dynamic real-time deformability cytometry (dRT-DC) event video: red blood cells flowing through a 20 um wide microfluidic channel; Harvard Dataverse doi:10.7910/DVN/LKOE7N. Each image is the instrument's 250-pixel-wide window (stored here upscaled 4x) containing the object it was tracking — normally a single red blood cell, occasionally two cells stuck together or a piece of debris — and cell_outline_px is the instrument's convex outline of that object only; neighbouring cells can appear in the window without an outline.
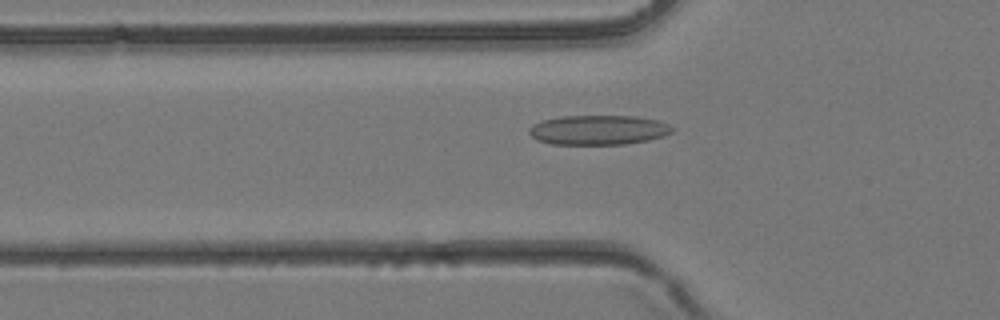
{"species": "common noctule bat (a hibernating species)", "species_latin": "Nyctalus noctula", "temperature_condition": "room temperature", "stored_images_in_passage": 39, "camera_frame_rate_fps": 3000, "um_per_image_px": 0.085, "animal": {"sex": "female", "body_mass_g": 24.6, "forearm_length_mm": 56.2}, "frame": {"image": 1, "passage_image": 13, "time_ms": 4.0, "image_size_px": [1000, 320], "cell_outline_px": [[676, 128], [672, 132], [664, 136], [648, 140], [624, 144], [552, 144], [536, 140], [528, 132], [528, 128], [532, 124], [544, 120], [560, 116], [636, 116], [656, 120], [668, 124]], "centroid_in_image_um": [50.86, 11.04], "position_along_channel_um": 74.9, "area_um2": 24.8}}
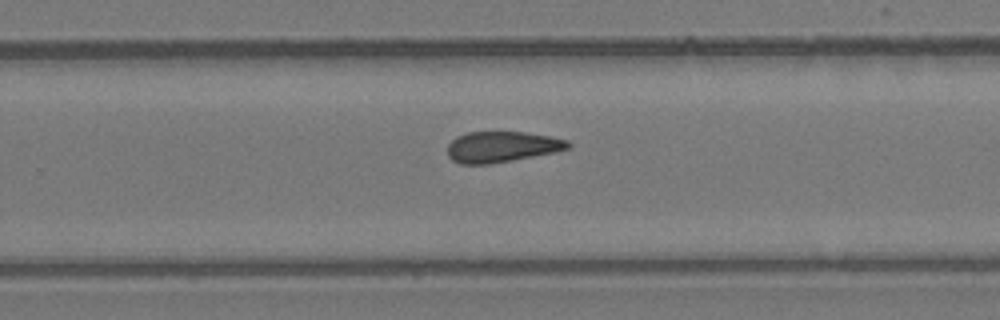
{"frame": {"image": 2, "passage_image": 25, "time_ms": 8.0, "image_size_px": [1000, 320], "cell_outline_px": [[572, 144], [568, 148], [556, 152], [512, 160], [488, 164], [460, 164], [452, 160], [448, 156], [448, 144], [456, 136], [468, 132], [524, 132], [552, 136], [568, 140]], "centroid_in_image_um": [42.66, 12.47], "position_along_channel_um": 287.1, "area_um2": 21.73}}
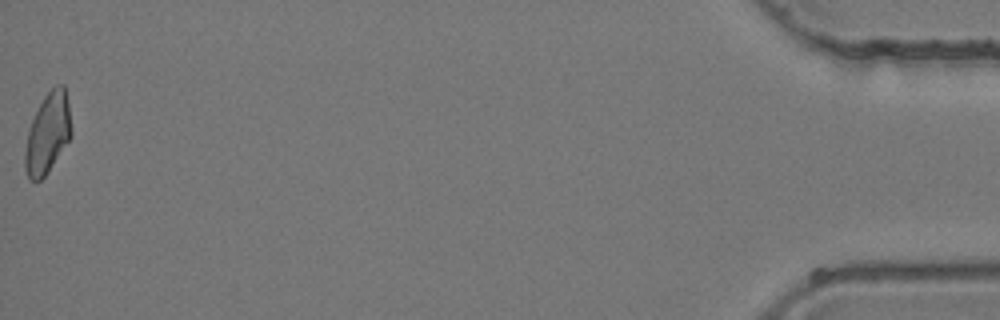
{"frame": {"image": 3, "passage_image": 39, "time_ms": 12.667, "image_size_px": [1000, 320], "cell_outline_px": [[72, 136], [48, 172], [40, 180], [28, 180], [24, 168], [24, 152], [28, 128], [44, 96], [56, 84], [64, 84], [68, 100], [72, 128]], "centroid_in_image_um": [4.06, 11.34], "position_along_channel_um": 431.1, "area_um2": 21.91}}